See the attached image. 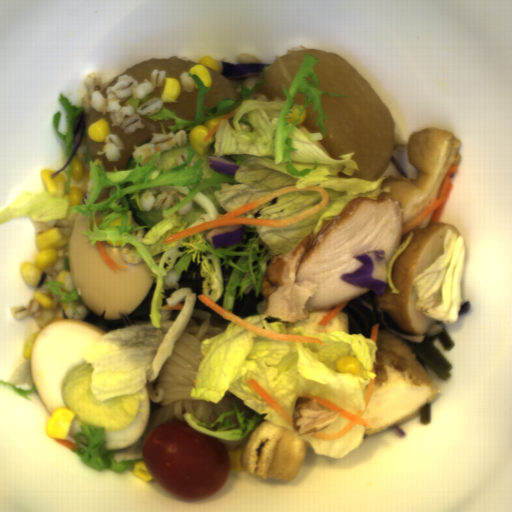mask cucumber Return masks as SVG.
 Masks as SVG:
<instances>
[{"label": "cucumber", "instance_id": "8b760119", "mask_svg": "<svg viewBox=\"0 0 512 512\" xmlns=\"http://www.w3.org/2000/svg\"><path fill=\"white\" fill-rule=\"evenodd\" d=\"M134 193H127V203L129 205V210L132 211V216L138 224L144 226L147 231H150L152 227L160 223L164 220L163 211H156L155 207L150 211H141L138 207V203L136 198L131 199Z\"/></svg>", "mask_w": 512, "mask_h": 512}, {"label": "cucumber", "instance_id": "586b57bf", "mask_svg": "<svg viewBox=\"0 0 512 512\" xmlns=\"http://www.w3.org/2000/svg\"><path fill=\"white\" fill-rule=\"evenodd\" d=\"M133 168H136V161L134 162V157H133V154H132L130 156L129 160H128L126 171L130 170V169H133Z\"/></svg>", "mask_w": 512, "mask_h": 512}]
</instances>
